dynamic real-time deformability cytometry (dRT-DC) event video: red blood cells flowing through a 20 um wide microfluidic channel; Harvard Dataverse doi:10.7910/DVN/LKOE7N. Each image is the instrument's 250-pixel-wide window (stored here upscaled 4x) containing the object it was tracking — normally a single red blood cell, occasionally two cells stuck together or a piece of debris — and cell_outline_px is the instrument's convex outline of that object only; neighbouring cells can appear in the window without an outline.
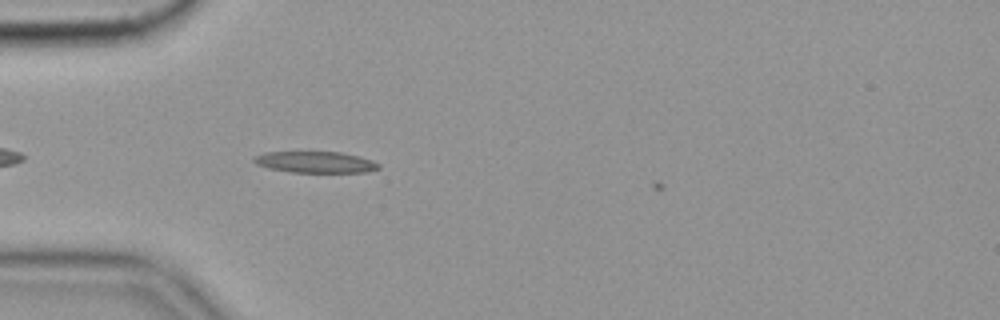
{"species": "common noctule bat (a hibernating species)", "species_latin": "Nyctalus noctula", "temperature_condition": "cold", "stored_images_in_passage": 5, "camera_frame_rate_fps": 3000, "um_per_image_px": 0.085, "animal": {"sex": "female", "body_mass_g": 19.9}, "frame": {"image": 1, "passage_image": 4, "time_ms": 1.0, "image_size_px": [1000, 320], "cell_outline_px": [[380, 168], [364, 172], [292, 172], [268, 168], [256, 164], [252, 160], [256, 156], [264, 152], [340, 152], [360, 156], [372, 160], [380, 164]], "centroid_in_image_um": [26.82, 13.78], "position_along_channel_um": 58.2, "area_um2": 15.43}}